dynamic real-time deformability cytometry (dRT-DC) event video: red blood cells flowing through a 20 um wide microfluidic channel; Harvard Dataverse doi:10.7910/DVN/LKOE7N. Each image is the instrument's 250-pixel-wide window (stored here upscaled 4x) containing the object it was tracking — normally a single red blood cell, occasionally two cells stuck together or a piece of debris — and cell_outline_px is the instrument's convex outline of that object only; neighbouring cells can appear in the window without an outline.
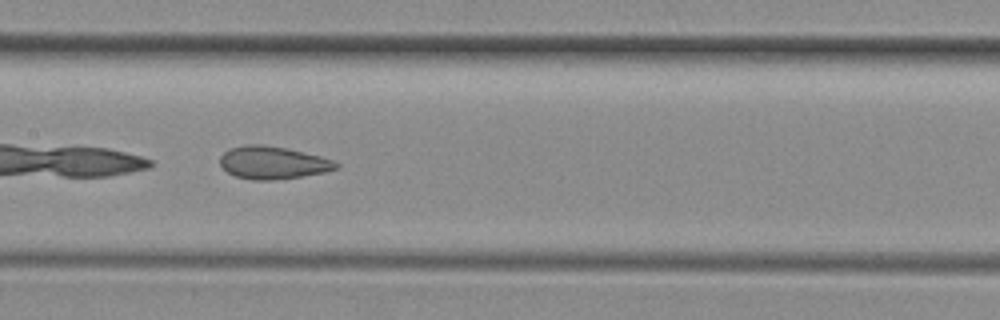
{"species": "common noctule bat (a hibernating species)", "species_latin": "Nyctalus noctula", "temperature_condition": "room temperature", "stored_images_in_passage": 31, "camera_frame_rate_fps": 3000, "um_per_image_px": 0.085, "animal": {"sex": "female", "body_mass_g": 29.2, "forearm_length_mm": 56.3}, "frame": {"image": 1, "passage_image": 10, "time_ms": 3.0, "image_size_px": [1000, 320], "cell_outline_px": [[340, 168], [324, 172], [276, 180], [252, 180], [236, 176], [228, 172], [220, 164], [220, 156], [228, 148], [248, 144], [260, 144], [284, 148], [320, 156], [336, 160], [340, 164]], "centroid_in_image_um": [23.21, 13.83], "position_along_channel_um": 184.2, "area_um2": 22.08}}
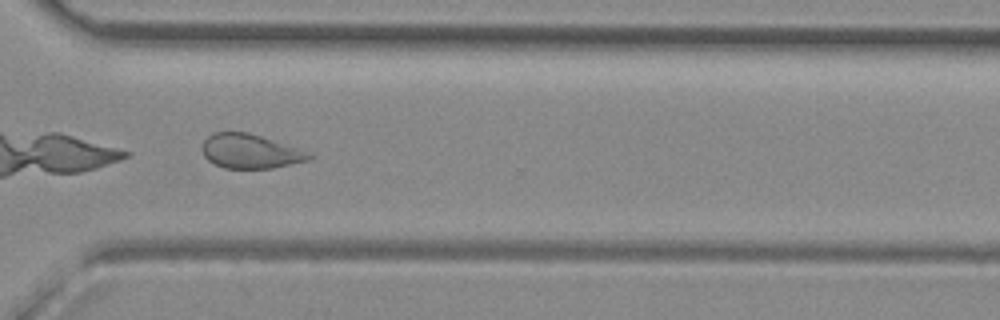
{"frame": {"image": 2, "passage_image": 22, "time_ms": 7.0, "image_size_px": [1000, 320], "cell_outline_px": [[316, 156], [308, 160], [292, 164], [272, 168], [224, 168], [208, 160], [204, 156], [200, 148], [204, 140], [212, 132], [248, 132], [316, 152]], "centroid_in_image_um": [21.35, 12.85], "position_along_channel_um": 349.3, "area_um2": 21.91}, "authors_computed_cell_mechanics": {"area_um2": 22.7154, "velocity_mm_per_s": 4.1349, "shape_relaxation_time_tau1_ms": null, "shape_relaxation_time_tau2_ms": 1.813, "deformation_change_tau1": null, "deformation_change_tau2": 0.0952}}